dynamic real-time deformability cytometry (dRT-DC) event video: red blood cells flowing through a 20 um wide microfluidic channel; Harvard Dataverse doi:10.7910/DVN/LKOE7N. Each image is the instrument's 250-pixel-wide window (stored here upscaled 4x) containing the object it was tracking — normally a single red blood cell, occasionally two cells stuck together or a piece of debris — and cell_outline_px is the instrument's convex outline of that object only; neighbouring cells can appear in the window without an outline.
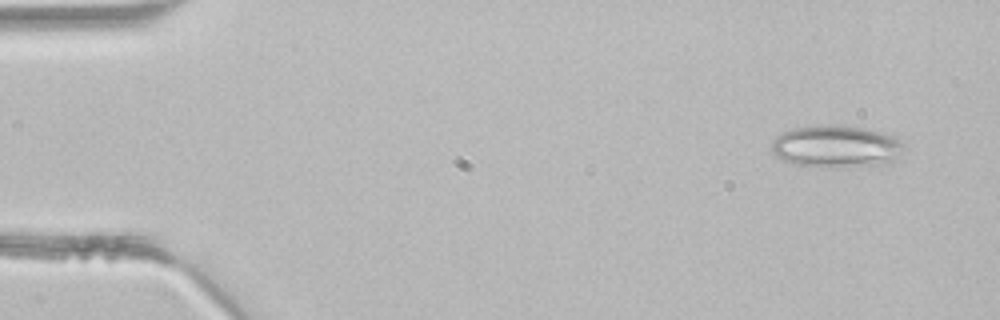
{"species": "common noctule bat (a hibernating species)", "species_latin": "Nyctalus noctula", "temperature_condition": "room temperature", "stored_images_in_passage": 4, "camera_frame_rate_fps": 3000, "um_per_image_px": 0.085, "animal": {"sex": "male", "body_mass_g": 21.5, "forearm_length_mm": 52.0}, "frame": {"image": 1, "passage_image": 1, "time_ms": 0.0, "image_size_px": [1000, 320], "cell_outline_px": [[904, 152], [892, 164], [836, 168], [820, 168], [792, 164], [776, 156], [772, 152], [772, 144], [776, 136], [780, 132], [792, 128], [820, 124], [840, 124], [868, 128], [892, 136], [900, 140], [904, 144]], "centroid_in_image_um": [71.1, 12.46], "position_along_channel_um": 13.9, "area_um2": 33.76}}